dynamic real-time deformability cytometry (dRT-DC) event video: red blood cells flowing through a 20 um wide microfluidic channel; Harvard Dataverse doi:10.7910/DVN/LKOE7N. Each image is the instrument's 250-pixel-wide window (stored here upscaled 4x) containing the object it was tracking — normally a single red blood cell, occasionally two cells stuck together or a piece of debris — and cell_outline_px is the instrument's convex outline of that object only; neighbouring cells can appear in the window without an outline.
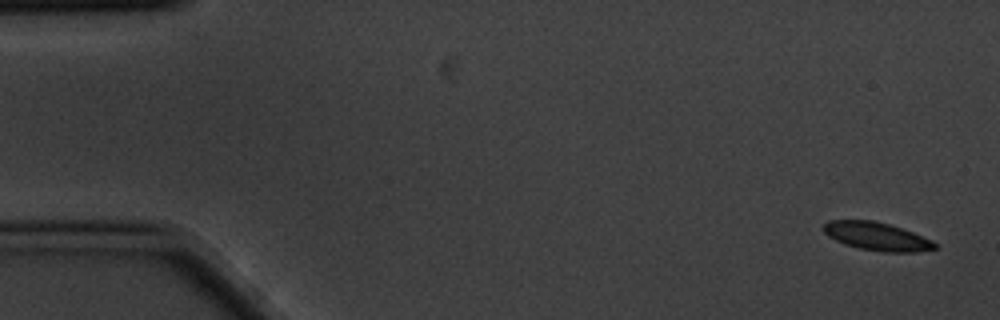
{"species": "common noctule bat (a hibernating species)", "species_latin": "Nyctalus noctula", "temperature_condition": "cold", "stored_images_in_passage": 6, "camera_frame_rate_fps": 3000, "um_per_image_px": 0.085, "animal": {"sex": "male", "body_mass_g": 20.1, "forearm_length_mm": 53.5}, "frame": {"image": 1, "passage_image": 1, "time_ms": 0.0, "image_size_px": [1000, 320], "cell_outline_px": [[936, 248], [916, 252], [884, 252], [860, 248], [844, 244], [828, 236], [824, 232], [824, 224], [828, 220], [872, 220], [888, 224], [912, 232], [932, 240], [936, 244]], "centroid_in_image_um": [74.51, 20.09], "position_along_channel_um": 10.5, "area_um2": 18.03}}
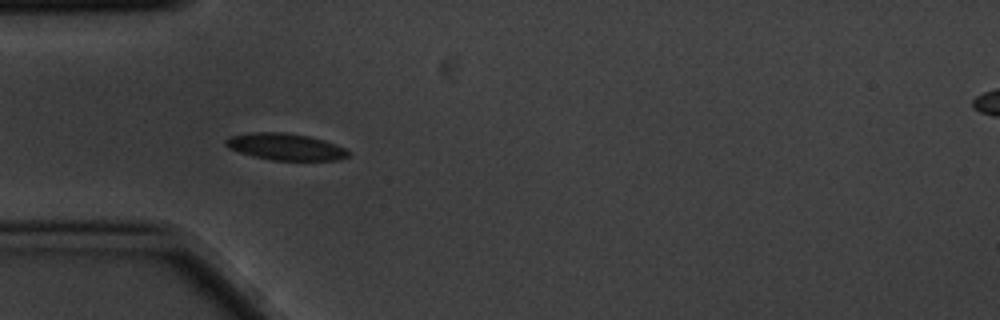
{"frame": {"image": 2, "passage_image": 5, "time_ms": 1.333, "image_size_px": [1000, 320], "cell_outline_px": [[348, 156], [340, 160], [272, 160], [252, 156], [228, 148], [224, 144], [224, 140], [228, 136], [252, 132], [284, 132], [308, 136], [324, 140], [336, 144], [344, 148], [348, 152]], "centroid_in_image_um": [24.22, 12.47], "position_along_channel_um": 60.8, "area_um2": 19.13}}